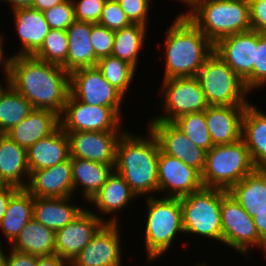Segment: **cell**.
<instances>
[{
    "label": "cell",
    "instance_id": "1",
    "mask_svg": "<svg viewBox=\"0 0 266 266\" xmlns=\"http://www.w3.org/2000/svg\"><path fill=\"white\" fill-rule=\"evenodd\" d=\"M8 83L33 109H47L59 116L70 94V73L62 66L45 62L33 55L7 57Z\"/></svg>",
    "mask_w": 266,
    "mask_h": 266
},
{
    "label": "cell",
    "instance_id": "2",
    "mask_svg": "<svg viewBox=\"0 0 266 266\" xmlns=\"http://www.w3.org/2000/svg\"><path fill=\"white\" fill-rule=\"evenodd\" d=\"M148 136L126 131L116 146L114 171L120 174L137 197L159 195L158 157L160 146L148 128ZM152 194V195H151Z\"/></svg>",
    "mask_w": 266,
    "mask_h": 266
},
{
    "label": "cell",
    "instance_id": "3",
    "mask_svg": "<svg viewBox=\"0 0 266 266\" xmlns=\"http://www.w3.org/2000/svg\"><path fill=\"white\" fill-rule=\"evenodd\" d=\"M168 27L164 40L163 80L197 76L214 44L187 18L177 17Z\"/></svg>",
    "mask_w": 266,
    "mask_h": 266
},
{
    "label": "cell",
    "instance_id": "4",
    "mask_svg": "<svg viewBox=\"0 0 266 266\" xmlns=\"http://www.w3.org/2000/svg\"><path fill=\"white\" fill-rule=\"evenodd\" d=\"M147 219L144 244L147 262L159 259L169 251L179 234H184L180 198L146 197Z\"/></svg>",
    "mask_w": 266,
    "mask_h": 266
},
{
    "label": "cell",
    "instance_id": "5",
    "mask_svg": "<svg viewBox=\"0 0 266 266\" xmlns=\"http://www.w3.org/2000/svg\"><path fill=\"white\" fill-rule=\"evenodd\" d=\"M187 18L213 44L252 29L248 0H203Z\"/></svg>",
    "mask_w": 266,
    "mask_h": 266
},
{
    "label": "cell",
    "instance_id": "6",
    "mask_svg": "<svg viewBox=\"0 0 266 266\" xmlns=\"http://www.w3.org/2000/svg\"><path fill=\"white\" fill-rule=\"evenodd\" d=\"M255 168L241 138L234 143L214 145L206 152V165L201 181L203 187L228 191Z\"/></svg>",
    "mask_w": 266,
    "mask_h": 266
},
{
    "label": "cell",
    "instance_id": "7",
    "mask_svg": "<svg viewBox=\"0 0 266 266\" xmlns=\"http://www.w3.org/2000/svg\"><path fill=\"white\" fill-rule=\"evenodd\" d=\"M209 106H247L251 92L244 81L213 52L196 76Z\"/></svg>",
    "mask_w": 266,
    "mask_h": 266
},
{
    "label": "cell",
    "instance_id": "8",
    "mask_svg": "<svg viewBox=\"0 0 266 266\" xmlns=\"http://www.w3.org/2000/svg\"><path fill=\"white\" fill-rule=\"evenodd\" d=\"M184 234L222 243L221 189L202 187L180 198Z\"/></svg>",
    "mask_w": 266,
    "mask_h": 266
},
{
    "label": "cell",
    "instance_id": "9",
    "mask_svg": "<svg viewBox=\"0 0 266 266\" xmlns=\"http://www.w3.org/2000/svg\"><path fill=\"white\" fill-rule=\"evenodd\" d=\"M161 103L163 113L150 120L173 122L181 115L202 112L209 106L196 76L163 80ZM163 90V91H162Z\"/></svg>",
    "mask_w": 266,
    "mask_h": 266
},
{
    "label": "cell",
    "instance_id": "10",
    "mask_svg": "<svg viewBox=\"0 0 266 266\" xmlns=\"http://www.w3.org/2000/svg\"><path fill=\"white\" fill-rule=\"evenodd\" d=\"M222 245L248 258L250 248H260V237L253 218L227 190L221 189Z\"/></svg>",
    "mask_w": 266,
    "mask_h": 266
},
{
    "label": "cell",
    "instance_id": "11",
    "mask_svg": "<svg viewBox=\"0 0 266 266\" xmlns=\"http://www.w3.org/2000/svg\"><path fill=\"white\" fill-rule=\"evenodd\" d=\"M59 121L65 132L126 131L120 127L122 117L112 107L83 103L70 94Z\"/></svg>",
    "mask_w": 266,
    "mask_h": 266
},
{
    "label": "cell",
    "instance_id": "12",
    "mask_svg": "<svg viewBox=\"0 0 266 266\" xmlns=\"http://www.w3.org/2000/svg\"><path fill=\"white\" fill-rule=\"evenodd\" d=\"M70 95L95 106L112 107L121 117L124 96L101 74L96 66L79 68L70 73Z\"/></svg>",
    "mask_w": 266,
    "mask_h": 266
},
{
    "label": "cell",
    "instance_id": "13",
    "mask_svg": "<svg viewBox=\"0 0 266 266\" xmlns=\"http://www.w3.org/2000/svg\"><path fill=\"white\" fill-rule=\"evenodd\" d=\"M256 47L257 31L253 29L226 36L214 44V52L244 81L250 92Z\"/></svg>",
    "mask_w": 266,
    "mask_h": 266
},
{
    "label": "cell",
    "instance_id": "14",
    "mask_svg": "<svg viewBox=\"0 0 266 266\" xmlns=\"http://www.w3.org/2000/svg\"><path fill=\"white\" fill-rule=\"evenodd\" d=\"M147 124L165 154L181 160L200 174L203 173L206 150L194 145L173 122L150 120Z\"/></svg>",
    "mask_w": 266,
    "mask_h": 266
},
{
    "label": "cell",
    "instance_id": "15",
    "mask_svg": "<svg viewBox=\"0 0 266 266\" xmlns=\"http://www.w3.org/2000/svg\"><path fill=\"white\" fill-rule=\"evenodd\" d=\"M105 223L99 213L85 208L72 222L56 231L55 254L71 263Z\"/></svg>",
    "mask_w": 266,
    "mask_h": 266
},
{
    "label": "cell",
    "instance_id": "16",
    "mask_svg": "<svg viewBox=\"0 0 266 266\" xmlns=\"http://www.w3.org/2000/svg\"><path fill=\"white\" fill-rule=\"evenodd\" d=\"M119 225L121 224L105 223L70 266H122Z\"/></svg>",
    "mask_w": 266,
    "mask_h": 266
},
{
    "label": "cell",
    "instance_id": "17",
    "mask_svg": "<svg viewBox=\"0 0 266 266\" xmlns=\"http://www.w3.org/2000/svg\"><path fill=\"white\" fill-rule=\"evenodd\" d=\"M159 193L162 197L182 198L203 187L201 174L181 160L165 154L158 157Z\"/></svg>",
    "mask_w": 266,
    "mask_h": 266
},
{
    "label": "cell",
    "instance_id": "18",
    "mask_svg": "<svg viewBox=\"0 0 266 266\" xmlns=\"http://www.w3.org/2000/svg\"><path fill=\"white\" fill-rule=\"evenodd\" d=\"M70 157L115 166L116 146L124 132L85 131L66 132Z\"/></svg>",
    "mask_w": 266,
    "mask_h": 266
},
{
    "label": "cell",
    "instance_id": "19",
    "mask_svg": "<svg viewBox=\"0 0 266 266\" xmlns=\"http://www.w3.org/2000/svg\"><path fill=\"white\" fill-rule=\"evenodd\" d=\"M25 189L33 197L74 196L71 157L55 166L31 171Z\"/></svg>",
    "mask_w": 266,
    "mask_h": 266
},
{
    "label": "cell",
    "instance_id": "20",
    "mask_svg": "<svg viewBox=\"0 0 266 266\" xmlns=\"http://www.w3.org/2000/svg\"><path fill=\"white\" fill-rule=\"evenodd\" d=\"M246 106H208L205 118L213 145L241 139L242 117Z\"/></svg>",
    "mask_w": 266,
    "mask_h": 266
},
{
    "label": "cell",
    "instance_id": "21",
    "mask_svg": "<svg viewBox=\"0 0 266 266\" xmlns=\"http://www.w3.org/2000/svg\"><path fill=\"white\" fill-rule=\"evenodd\" d=\"M13 20L21 48L13 55H34L42 46L50 27L44 13L30 8L12 10Z\"/></svg>",
    "mask_w": 266,
    "mask_h": 266
},
{
    "label": "cell",
    "instance_id": "22",
    "mask_svg": "<svg viewBox=\"0 0 266 266\" xmlns=\"http://www.w3.org/2000/svg\"><path fill=\"white\" fill-rule=\"evenodd\" d=\"M135 199H137L136 194L131 190L124 178L113 171L106 183L88 203H93L92 205L96 206V211L98 210L102 215L111 214L112 217L107 219L106 223L118 224L120 221H118L117 215Z\"/></svg>",
    "mask_w": 266,
    "mask_h": 266
},
{
    "label": "cell",
    "instance_id": "23",
    "mask_svg": "<svg viewBox=\"0 0 266 266\" xmlns=\"http://www.w3.org/2000/svg\"><path fill=\"white\" fill-rule=\"evenodd\" d=\"M69 158V138L60 126L49 136L40 139L27 149L30 172L55 166Z\"/></svg>",
    "mask_w": 266,
    "mask_h": 266
},
{
    "label": "cell",
    "instance_id": "24",
    "mask_svg": "<svg viewBox=\"0 0 266 266\" xmlns=\"http://www.w3.org/2000/svg\"><path fill=\"white\" fill-rule=\"evenodd\" d=\"M60 126L59 115L47 109H33L29 115L6 133L19 146L28 149Z\"/></svg>",
    "mask_w": 266,
    "mask_h": 266
},
{
    "label": "cell",
    "instance_id": "25",
    "mask_svg": "<svg viewBox=\"0 0 266 266\" xmlns=\"http://www.w3.org/2000/svg\"><path fill=\"white\" fill-rule=\"evenodd\" d=\"M73 196L63 198L34 197L33 218L58 231L77 218L85 209L72 203Z\"/></svg>",
    "mask_w": 266,
    "mask_h": 266
},
{
    "label": "cell",
    "instance_id": "26",
    "mask_svg": "<svg viewBox=\"0 0 266 266\" xmlns=\"http://www.w3.org/2000/svg\"><path fill=\"white\" fill-rule=\"evenodd\" d=\"M241 138L253 165L266 168V113L250 102L243 113Z\"/></svg>",
    "mask_w": 266,
    "mask_h": 266
},
{
    "label": "cell",
    "instance_id": "27",
    "mask_svg": "<svg viewBox=\"0 0 266 266\" xmlns=\"http://www.w3.org/2000/svg\"><path fill=\"white\" fill-rule=\"evenodd\" d=\"M0 175L7 185L19 189L26 188L30 175L27 149L6 134H0Z\"/></svg>",
    "mask_w": 266,
    "mask_h": 266
},
{
    "label": "cell",
    "instance_id": "28",
    "mask_svg": "<svg viewBox=\"0 0 266 266\" xmlns=\"http://www.w3.org/2000/svg\"><path fill=\"white\" fill-rule=\"evenodd\" d=\"M92 23L75 20L67 29L69 42L68 55L62 67L69 73L72 71L96 66L98 58L95 56L91 43Z\"/></svg>",
    "mask_w": 266,
    "mask_h": 266
},
{
    "label": "cell",
    "instance_id": "29",
    "mask_svg": "<svg viewBox=\"0 0 266 266\" xmlns=\"http://www.w3.org/2000/svg\"><path fill=\"white\" fill-rule=\"evenodd\" d=\"M74 197L77 189H81V196L87 203L106 183L114 171V166L98 163L82 158H71ZM82 186V187H81Z\"/></svg>",
    "mask_w": 266,
    "mask_h": 266
},
{
    "label": "cell",
    "instance_id": "30",
    "mask_svg": "<svg viewBox=\"0 0 266 266\" xmlns=\"http://www.w3.org/2000/svg\"><path fill=\"white\" fill-rule=\"evenodd\" d=\"M228 192L251 216L266 207V168H255Z\"/></svg>",
    "mask_w": 266,
    "mask_h": 266
},
{
    "label": "cell",
    "instance_id": "31",
    "mask_svg": "<svg viewBox=\"0 0 266 266\" xmlns=\"http://www.w3.org/2000/svg\"><path fill=\"white\" fill-rule=\"evenodd\" d=\"M56 232L34 218L21 230L10 244L11 249L34 256H51L55 254Z\"/></svg>",
    "mask_w": 266,
    "mask_h": 266
},
{
    "label": "cell",
    "instance_id": "32",
    "mask_svg": "<svg viewBox=\"0 0 266 266\" xmlns=\"http://www.w3.org/2000/svg\"><path fill=\"white\" fill-rule=\"evenodd\" d=\"M34 197L26 190L19 189L9 200L2 218L0 230L12 243L24 226L33 219Z\"/></svg>",
    "mask_w": 266,
    "mask_h": 266
},
{
    "label": "cell",
    "instance_id": "33",
    "mask_svg": "<svg viewBox=\"0 0 266 266\" xmlns=\"http://www.w3.org/2000/svg\"><path fill=\"white\" fill-rule=\"evenodd\" d=\"M147 26L132 23L121 30L115 31L112 56L128 62L137 69L139 54L144 48Z\"/></svg>",
    "mask_w": 266,
    "mask_h": 266
},
{
    "label": "cell",
    "instance_id": "34",
    "mask_svg": "<svg viewBox=\"0 0 266 266\" xmlns=\"http://www.w3.org/2000/svg\"><path fill=\"white\" fill-rule=\"evenodd\" d=\"M33 107L9 83L0 92V134H6L23 119Z\"/></svg>",
    "mask_w": 266,
    "mask_h": 266
},
{
    "label": "cell",
    "instance_id": "35",
    "mask_svg": "<svg viewBox=\"0 0 266 266\" xmlns=\"http://www.w3.org/2000/svg\"><path fill=\"white\" fill-rule=\"evenodd\" d=\"M96 67L104 78L126 97L137 70L128 62L112 55L98 59Z\"/></svg>",
    "mask_w": 266,
    "mask_h": 266
},
{
    "label": "cell",
    "instance_id": "36",
    "mask_svg": "<svg viewBox=\"0 0 266 266\" xmlns=\"http://www.w3.org/2000/svg\"><path fill=\"white\" fill-rule=\"evenodd\" d=\"M173 123L192 141L206 151L214 145L211 141L205 111L181 115Z\"/></svg>",
    "mask_w": 266,
    "mask_h": 266
},
{
    "label": "cell",
    "instance_id": "37",
    "mask_svg": "<svg viewBox=\"0 0 266 266\" xmlns=\"http://www.w3.org/2000/svg\"><path fill=\"white\" fill-rule=\"evenodd\" d=\"M68 47L66 30L50 29L41 48L33 56L45 62L62 66L67 60Z\"/></svg>",
    "mask_w": 266,
    "mask_h": 266
},
{
    "label": "cell",
    "instance_id": "38",
    "mask_svg": "<svg viewBox=\"0 0 266 266\" xmlns=\"http://www.w3.org/2000/svg\"><path fill=\"white\" fill-rule=\"evenodd\" d=\"M43 13L50 29L66 30L75 21L72 0H65Z\"/></svg>",
    "mask_w": 266,
    "mask_h": 266
},
{
    "label": "cell",
    "instance_id": "39",
    "mask_svg": "<svg viewBox=\"0 0 266 266\" xmlns=\"http://www.w3.org/2000/svg\"><path fill=\"white\" fill-rule=\"evenodd\" d=\"M98 24L117 31L132 24L117 0H106Z\"/></svg>",
    "mask_w": 266,
    "mask_h": 266
},
{
    "label": "cell",
    "instance_id": "40",
    "mask_svg": "<svg viewBox=\"0 0 266 266\" xmlns=\"http://www.w3.org/2000/svg\"><path fill=\"white\" fill-rule=\"evenodd\" d=\"M115 31L106 28L98 23H92L91 43L95 56L100 59L112 54L114 46Z\"/></svg>",
    "mask_w": 266,
    "mask_h": 266
},
{
    "label": "cell",
    "instance_id": "41",
    "mask_svg": "<svg viewBox=\"0 0 266 266\" xmlns=\"http://www.w3.org/2000/svg\"><path fill=\"white\" fill-rule=\"evenodd\" d=\"M257 50L252 70V91L266 86V32L257 31Z\"/></svg>",
    "mask_w": 266,
    "mask_h": 266
},
{
    "label": "cell",
    "instance_id": "42",
    "mask_svg": "<svg viewBox=\"0 0 266 266\" xmlns=\"http://www.w3.org/2000/svg\"><path fill=\"white\" fill-rule=\"evenodd\" d=\"M106 0H72L75 20L98 23Z\"/></svg>",
    "mask_w": 266,
    "mask_h": 266
},
{
    "label": "cell",
    "instance_id": "43",
    "mask_svg": "<svg viewBox=\"0 0 266 266\" xmlns=\"http://www.w3.org/2000/svg\"><path fill=\"white\" fill-rule=\"evenodd\" d=\"M132 23H138L147 26L149 22L148 15L150 11V0H117Z\"/></svg>",
    "mask_w": 266,
    "mask_h": 266
},
{
    "label": "cell",
    "instance_id": "44",
    "mask_svg": "<svg viewBox=\"0 0 266 266\" xmlns=\"http://www.w3.org/2000/svg\"><path fill=\"white\" fill-rule=\"evenodd\" d=\"M251 28L266 32V0H248Z\"/></svg>",
    "mask_w": 266,
    "mask_h": 266
},
{
    "label": "cell",
    "instance_id": "45",
    "mask_svg": "<svg viewBox=\"0 0 266 266\" xmlns=\"http://www.w3.org/2000/svg\"><path fill=\"white\" fill-rule=\"evenodd\" d=\"M5 251V252H4ZM3 251L5 266H35L38 256L15 251L10 248L9 253Z\"/></svg>",
    "mask_w": 266,
    "mask_h": 266
},
{
    "label": "cell",
    "instance_id": "46",
    "mask_svg": "<svg viewBox=\"0 0 266 266\" xmlns=\"http://www.w3.org/2000/svg\"><path fill=\"white\" fill-rule=\"evenodd\" d=\"M260 237V250H263V255H266V207L257 212V215L252 217Z\"/></svg>",
    "mask_w": 266,
    "mask_h": 266
},
{
    "label": "cell",
    "instance_id": "47",
    "mask_svg": "<svg viewBox=\"0 0 266 266\" xmlns=\"http://www.w3.org/2000/svg\"><path fill=\"white\" fill-rule=\"evenodd\" d=\"M19 190V188L12 186V185H6L2 188H0V224L2 221V218L4 217L6 213V208L8 205V202L10 198Z\"/></svg>",
    "mask_w": 266,
    "mask_h": 266
},
{
    "label": "cell",
    "instance_id": "48",
    "mask_svg": "<svg viewBox=\"0 0 266 266\" xmlns=\"http://www.w3.org/2000/svg\"><path fill=\"white\" fill-rule=\"evenodd\" d=\"M35 266H70V263L54 254L51 256L37 257Z\"/></svg>",
    "mask_w": 266,
    "mask_h": 266
},
{
    "label": "cell",
    "instance_id": "49",
    "mask_svg": "<svg viewBox=\"0 0 266 266\" xmlns=\"http://www.w3.org/2000/svg\"><path fill=\"white\" fill-rule=\"evenodd\" d=\"M63 1L65 0H33L30 8L44 12L45 10L52 8Z\"/></svg>",
    "mask_w": 266,
    "mask_h": 266
},
{
    "label": "cell",
    "instance_id": "50",
    "mask_svg": "<svg viewBox=\"0 0 266 266\" xmlns=\"http://www.w3.org/2000/svg\"><path fill=\"white\" fill-rule=\"evenodd\" d=\"M0 2L10 3V9L26 8L32 5L33 0H0Z\"/></svg>",
    "mask_w": 266,
    "mask_h": 266
},
{
    "label": "cell",
    "instance_id": "51",
    "mask_svg": "<svg viewBox=\"0 0 266 266\" xmlns=\"http://www.w3.org/2000/svg\"><path fill=\"white\" fill-rule=\"evenodd\" d=\"M176 1V0H175ZM182 2L184 5L186 4L188 9V12H183L180 14H177V17H187L203 0H177Z\"/></svg>",
    "mask_w": 266,
    "mask_h": 266
},
{
    "label": "cell",
    "instance_id": "52",
    "mask_svg": "<svg viewBox=\"0 0 266 266\" xmlns=\"http://www.w3.org/2000/svg\"><path fill=\"white\" fill-rule=\"evenodd\" d=\"M4 36H3V33L1 34L0 32V67H2L3 70H6V60H7V57L5 56V51H4V42L5 41L4 39Z\"/></svg>",
    "mask_w": 266,
    "mask_h": 266
},
{
    "label": "cell",
    "instance_id": "53",
    "mask_svg": "<svg viewBox=\"0 0 266 266\" xmlns=\"http://www.w3.org/2000/svg\"><path fill=\"white\" fill-rule=\"evenodd\" d=\"M4 72V73H3ZM2 73L4 75V84L0 83V92L2 91V89L8 84V75H7V71L6 70H2ZM1 82V81H0ZM4 85V86H3Z\"/></svg>",
    "mask_w": 266,
    "mask_h": 266
},
{
    "label": "cell",
    "instance_id": "54",
    "mask_svg": "<svg viewBox=\"0 0 266 266\" xmlns=\"http://www.w3.org/2000/svg\"><path fill=\"white\" fill-rule=\"evenodd\" d=\"M0 266H5V260L3 256V247L1 245H0Z\"/></svg>",
    "mask_w": 266,
    "mask_h": 266
},
{
    "label": "cell",
    "instance_id": "55",
    "mask_svg": "<svg viewBox=\"0 0 266 266\" xmlns=\"http://www.w3.org/2000/svg\"><path fill=\"white\" fill-rule=\"evenodd\" d=\"M7 184L4 182V180L2 179L1 175H0V188L6 186Z\"/></svg>",
    "mask_w": 266,
    "mask_h": 266
},
{
    "label": "cell",
    "instance_id": "56",
    "mask_svg": "<svg viewBox=\"0 0 266 266\" xmlns=\"http://www.w3.org/2000/svg\"><path fill=\"white\" fill-rule=\"evenodd\" d=\"M194 266H208V265H206L205 263H198V265H194Z\"/></svg>",
    "mask_w": 266,
    "mask_h": 266
}]
</instances>
